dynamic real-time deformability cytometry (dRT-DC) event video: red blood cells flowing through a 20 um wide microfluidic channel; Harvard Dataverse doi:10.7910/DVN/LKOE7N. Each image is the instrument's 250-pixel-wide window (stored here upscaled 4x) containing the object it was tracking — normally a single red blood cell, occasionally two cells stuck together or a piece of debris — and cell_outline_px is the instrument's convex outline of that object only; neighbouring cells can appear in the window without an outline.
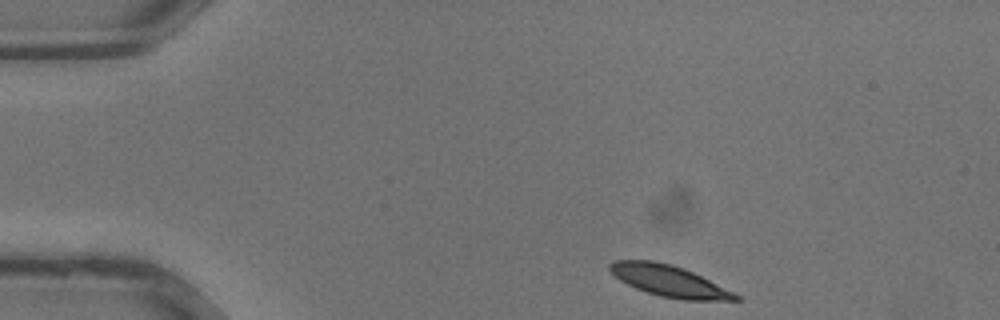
{"species": "common noctule bat (a hibernating species)", "species_latin": "Nyctalus noctula", "temperature_condition": "warm", "stored_images_in_passage": 31, "camera_frame_rate_fps": 3000, "um_per_image_px": 0.085, "animal": {"sex": "male", "body_mass_g": 13.3}, "frame": {"image": 1, "passage_image": 1, "time_ms": 0.0, "image_size_px": [1000, 320], "cell_outline_px": [[740, 300], [684, 300], [660, 296], [636, 288], [620, 280], [608, 268], [608, 264], [612, 260], [652, 260], [672, 264], [684, 268], [740, 296]], "centroid_in_image_um": [56.82, 23.86], "position_along_channel_um": 28.2, "area_um2": 22.54}}
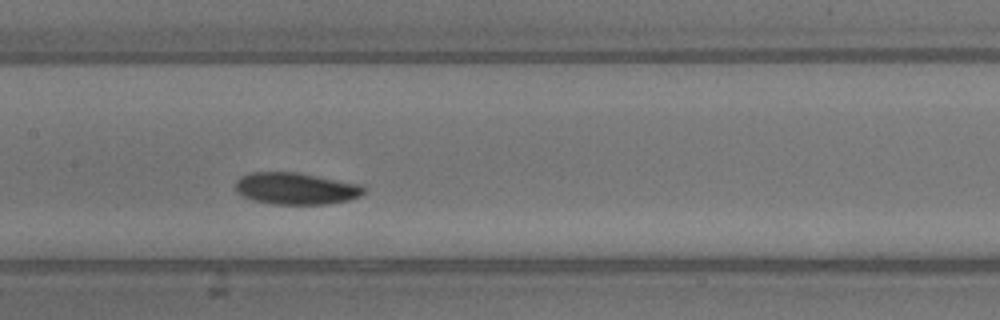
{"frame": {"image": 2, "passage_image": 13, "time_ms": 4.0, "image_size_px": [1000, 320], "cell_outline_px": [[368, 188], [360, 196], [348, 200], [328, 204], [272, 204], [252, 200], [240, 196], [236, 192], [236, 180], [240, 176], [248, 172], [296, 172], [364, 184]], "centroid_in_image_um": [25.16, 16.02], "position_along_channel_um": 182.2, "area_um2": 24.28}}
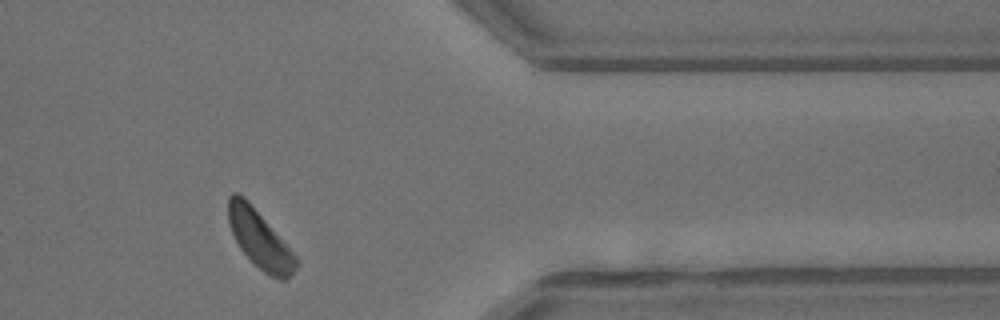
{"frame": {"image": 3, "passage_image": 25, "time_ms": 8.0, "image_size_px": [1000, 320], "cell_outline_px": [[300, 264], [292, 276], [288, 280], [280, 280], [268, 276], [240, 248], [228, 224], [228, 196], [232, 192], [236, 192], [244, 196], [296, 256]], "centroid_in_image_um": [22.09, 20.36], "position_along_channel_um": 389.3, "area_um2": 22.6}}